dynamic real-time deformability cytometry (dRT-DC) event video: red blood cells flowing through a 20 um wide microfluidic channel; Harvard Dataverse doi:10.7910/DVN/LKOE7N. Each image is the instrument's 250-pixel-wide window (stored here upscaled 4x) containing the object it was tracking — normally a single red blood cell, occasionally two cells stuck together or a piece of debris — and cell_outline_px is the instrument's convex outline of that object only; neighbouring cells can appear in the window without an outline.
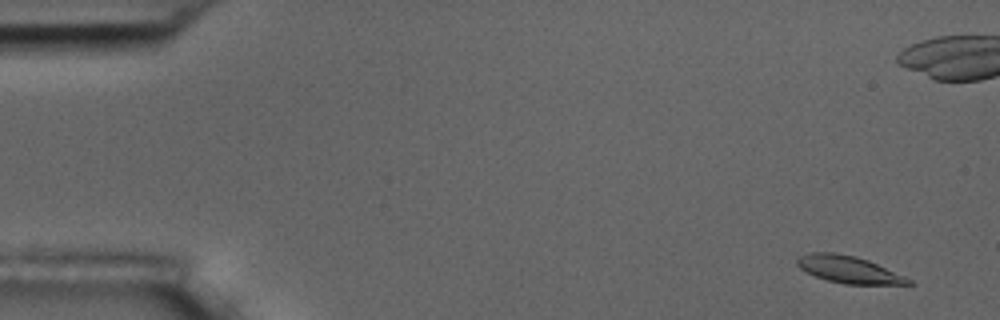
{"species": "common noctule bat (a hibernating species)", "species_latin": "Nyctalus noctula", "temperature_condition": "room temperature", "stored_images_in_passage": 7, "camera_frame_rate_fps": 3000, "um_per_image_px": 0.085, "animal": {"sex": "male", "body_mass_g": 17.5, "forearm_length_mm": 52.3}, "frame": {"image": 1, "passage_image": 2, "time_ms": 1.0, "image_size_px": [1000, 320], "cell_outline_px": [[916, 284], [844, 284], [828, 280], [816, 276], [800, 268], [796, 264], [796, 260], [800, 256], [812, 252], [836, 252], [856, 256], [868, 260], [904, 276], [912, 280]], "centroid_in_image_um": [72.14, 22.9], "position_along_channel_um": 12.9, "area_um2": 17.4}}